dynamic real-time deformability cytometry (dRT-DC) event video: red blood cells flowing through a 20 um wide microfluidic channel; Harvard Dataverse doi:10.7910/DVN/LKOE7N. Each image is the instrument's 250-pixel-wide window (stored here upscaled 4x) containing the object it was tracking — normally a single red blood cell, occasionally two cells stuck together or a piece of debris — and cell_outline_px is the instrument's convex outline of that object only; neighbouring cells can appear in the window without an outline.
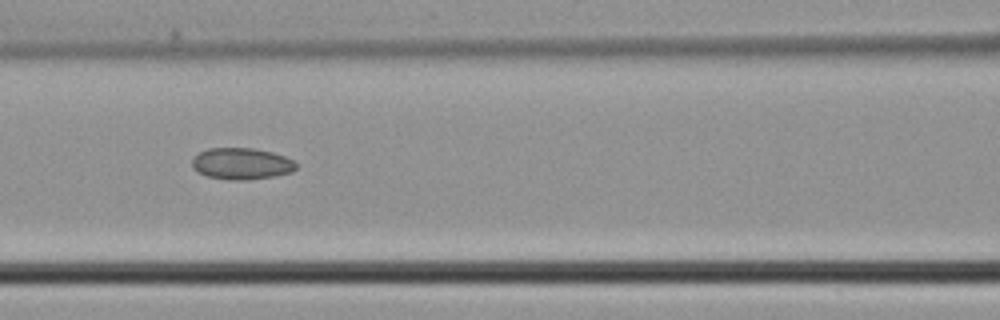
{"species": "common noctule bat (a hibernating species)", "species_latin": "Nyctalus noctula", "temperature_condition": "cold", "stored_images_in_passage": 7, "camera_frame_rate_fps": 3000, "um_per_image_px": 0.085, "animal": {"sex": "male", "body_mass_g": 21.5, "forearm_length_mm": 52.0}, "frame": {"image": 1, "passage_image": 7, "time_ms": 2.0, "image_size_px": [1000, 320], "cell_outline_px": [[296, 168], [292, 172], [272, 176], [244, 180], [228, 180], [208, 176], [192, 168], [192, 160], [200, 152], [208, 148], [252, 148], [272, 152], [284, 156], [292, 160], [296, 164]], "centroid_in_image_um": [20.52, 13.91], "position_along_channel_um": 146.1, "area_um2": 18.9}}